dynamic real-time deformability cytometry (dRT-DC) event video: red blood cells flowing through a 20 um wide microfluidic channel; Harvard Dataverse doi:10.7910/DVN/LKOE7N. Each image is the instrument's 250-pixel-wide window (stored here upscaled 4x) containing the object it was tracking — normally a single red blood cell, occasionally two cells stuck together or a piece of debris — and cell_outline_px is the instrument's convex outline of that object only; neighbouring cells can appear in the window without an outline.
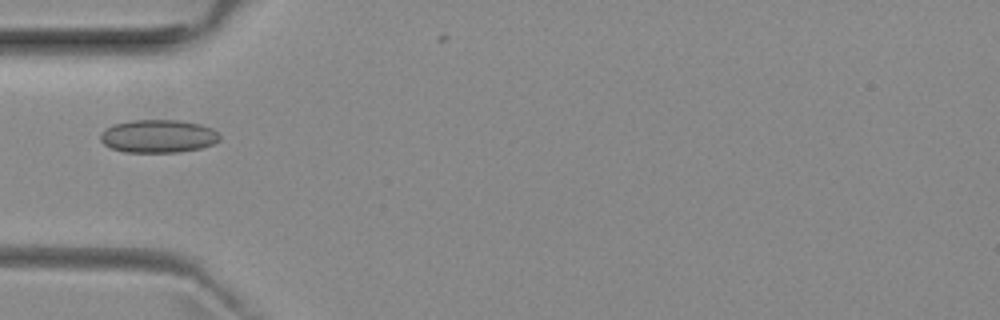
{"species": "common noctule bat (a hibernating species)", "species_latin": "Nyctalus noctula", "temperature_condition": "room temperature", "stored_images_in_passage": 35, "camera_frame_rate_fps": 3000, "um_per_image_px": 0.085, "animal": {"sex": "female", "body_mass_g": 29.2, "forearm_length_mm": 56.3}, "frame": {"image": 1, "passage_image": 1, "time_ms": 0.0, "image_size_px": [1000, 320], "cell_outline_px": [[220, 140], [212, 144], [200, 148], [180, 152], [124, 152], [112, 148], [104, 144], [100, 140], [100, 132], [112, 124], [132, 120], [176, 120], [200, 124], [212, 128], [220, 136]], "centroid_in_image_um": [13.42, 11.57], "position_along_channel_um": 71.6, "area_um2": 23.0}}
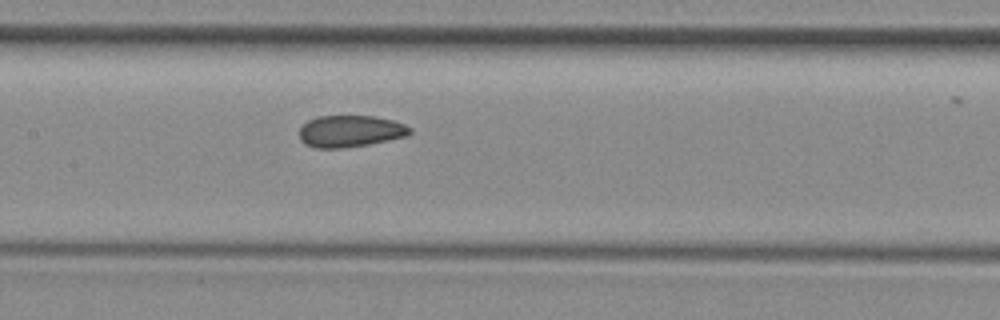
{"frame": {"image": 2, "passage_image": 9, "time_ms": 2.667, "image_size_px": [1000, 320], "cell_outline_px": [[412, 132], [408, 136], [368, 144], [344, 148], [316, 148], [304, 144], [300, 140], [300, 128], [308, 120], [320, 116], [376, 116], [392, 120], [404, 124], [412, 128]], "centroid_in_image_um": [29.78, 11.15], "position_along_channel_um": 177.6, "area_um2": 20.52}}
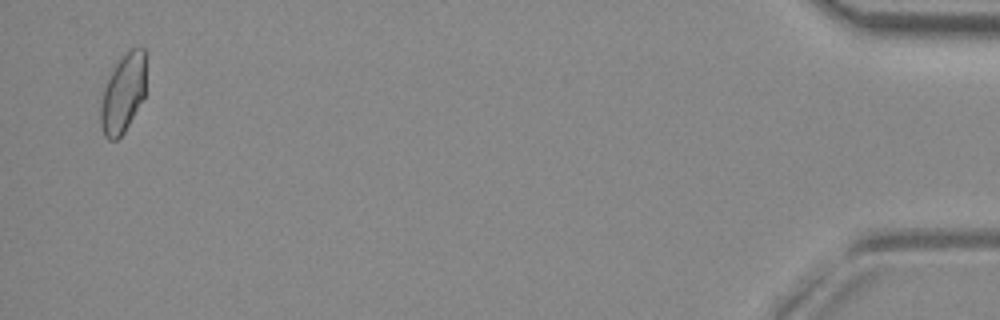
{"frame": {"image": 3, "passage_image": 35, "time_ms": 11.333, "image_size_px": [1000, 320], "cell_outline_px": [[144, 96], [124, 132], [116, 140], [108, 140], [104, 136], [100, 124], [100, 104], [104, 88], [112, 68], [120, 56], [128, 48], [144, 48]], "centroid_in_image_um": [10.42, 7.92], "position_along_channel_um": 424.8, "area_um2": 20.75}}